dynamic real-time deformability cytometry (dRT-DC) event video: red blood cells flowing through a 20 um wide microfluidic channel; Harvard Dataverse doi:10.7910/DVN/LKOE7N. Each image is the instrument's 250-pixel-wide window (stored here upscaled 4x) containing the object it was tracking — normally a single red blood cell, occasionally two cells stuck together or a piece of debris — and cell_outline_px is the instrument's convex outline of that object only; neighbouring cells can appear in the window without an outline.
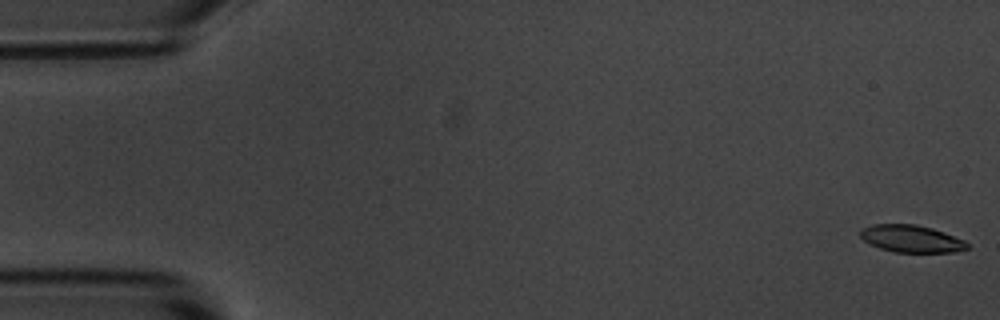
{"species": "common noctule bat (a hibernating species)", "species_latin": "Nyctalus noctula", "temperature_condition": "room temperature", "stored_images_in_passage": 57, "segment_of_instrument_passage": [1, 2], "camera_frame_rate_fps": 3000, "um_per_image_px": 0.085, "animal": {"sex": "male", "body_mass_g": 20.1, "forearm_length_mm": 53.5}, "frame": {"image": 1, "passage_image": 1, "time_ms": 0.0, "image_size_px": [1000, 320], "cell_outline_px": [[968, 248], [952, 252], [892, 252], [868, 244], [860, 236], [860, 228], [872, 224], [916, 224], [932, 228], [944, 232], [964, 240], [968, 244]], "centroid_in_image_um": [77.41, 20.28], "position_along_channel_um": 7.6, "area_um2": 17.05}}
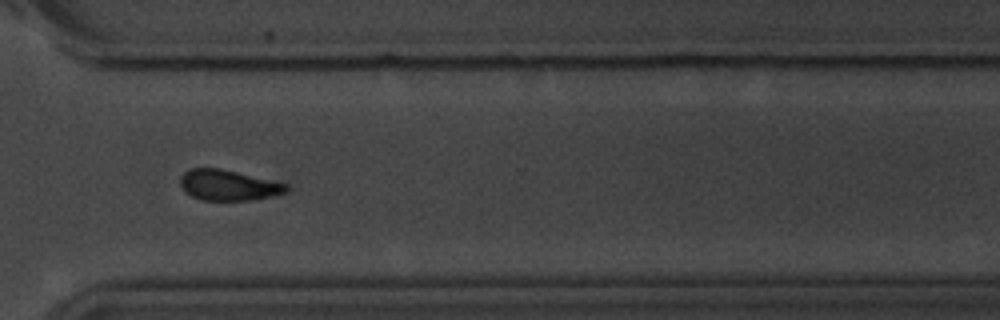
{"frame": {"image": 2, "passage_image": 41, "time_ms": 13.333, "image_size_px": [1000, 320], "cell_outline_px": [[288, 188], [284, 192], [268, 196], [248, 200], [200, 200], [184, 192], [180, 184], [180, 176], [188, 168], [220, 168], [288, 184]], "centroid_in_image_um": [19.32, 15.73], "position_along_channel_um": 351.3, "area_um2": 18.73}}
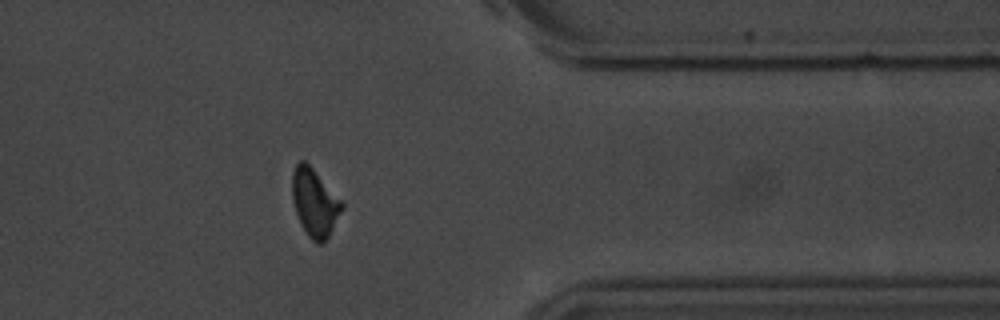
{"frame": {"image": 3, "passage_image": 45, "time_ms": 14.667, "image_size_px": [1000, 320], "cell_outline_px": [[344, 208], [324, 244], [316, 244], [308, 236], [300, 224], [292, 200], [292, 172], [296, 164], [300, 160], [304, 160], [312, 168], [344, 204]], "centroid_in_image_um": [26.73, 17.26], "position_along_channel_um": 384.7, "area_um2": 19.54}}